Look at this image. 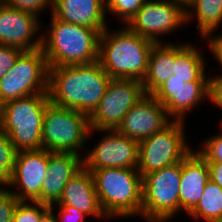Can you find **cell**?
<instances>
[{"mask_svg":"<svg viewBox=\"0 0 222 222\" xmlns=\"http://www.w3.org/2000/svg\"><path fill=\"white\" fill-rule=\"evenodd\" d=\"M111 80L98 61L85 65L49 67L50 103L90 116Z\"/></svg>","mask_w":222,"mask_h":222,"instance_id":"obj_1","label":"cell"},{"mask_svg":"<svg viewBox=\"0 0 222 222\" xmlns=\"http://www.w3.org/2000/svg\"><path fill=\"white\" fill-rule=\"evenodd\" d=\"M124 26L113 33L107 28L101 33L98 62L112 79L142 82L155 42L132 31L127 25Z\"/></svg>","mask_w":222,"mask_h":222,"instance_id":"obj_2","label":"cell"},{"mask_svg":"<svg viewBox=\"0 0 222 222\" xmlns=\"http://www.w3.org/2000/svg\"><path fill=\"white\" fill-rule=\"evenodd\" d=\"M50 19V28L46 33H41V49L49 67L85 65L98 61L100 30L67 23L52 14Z\"/></svg>","mask_w":222,"mask_h":222,"instance_id":"obj_3","label":"cell"},{"mask_svg":"<svg viewBox=\"0 0 222 222\" xmlns=\"http://www.w3.org/2000/svg\"><path fill=\"white\" fill-rule=\"evenodd\" d=\"M101 208L111 218L142 217V176L135 168L92 170Z\"/></svg>","mask_w":222,"mask_h":222,"instance_id":"obj_4","label":"cell"},{"mask_svg":"<svg viewBox=\"0 0 222 222\" xmlns=\"http://www.w3.org/2000/svg\"><path fill=\"white\" fill-rule=\"evenodd\" d=\"M48 93H38L0 106V129L4 131L17 151L43 149L42 125Z\"/></svg>","mask_w":222,"mask_h":222,"instance_id":"obj_5","label":"cell"},{"mask_svg":"<svg viewBox=\"0 0 222 222\" xmlns=\"http://www.w3.org/2000/svg\"><path fill=\"white\" fill-rule=\"evenodd\" d=\"M92 129L89 116L75 109L49 103L43 116L42 145L50 152L82 151Z\"/></svg>","mask_w":222,"mask_h":222,"instance_id":"obj_6","label":"cell"},{"mask_svg":"<svg viewBox=\"0 0 222 222\" xmlns=\"http://www.w3.org/2000/svg\"><path fill=\"white\" fill-rule=\"evenodd\" d=\"M182 161L142 176V217L168 222L179 212Z\"/></svg>","mask_w":222,"mask_h":222,"instance_id":"obj_7","label":"cell"},{"mask_svg":"<svg viewBox=\"0 0 222 222\" xmlns=\"http://www.w3.org/2000/svg\"><path fill=\"white\" fill-rule=\"evenodd\" d=\"M185 121L172 120L161 131L139 141L141 176L182 161L192 150L186 143Z\"/></svg>","mask_w":222,"mask_h":222,"instance_id":"obj_8","label":"cell"},{"mask_svg":"<svg viewBox=\"0 0 222 222\" xmlns=\"http://www.w3.org/2000/svg\"><path fill=\"white\" fill-rule=\"evenodd\" d=\"M49 65L42 49L24 51L0 79V106L38 93H48Z\"/></svg>","mask_w":222,"mask_h":222,"instance_id":"obj_9","label":"cell"},{"mask_svg":"<svg viewBox=\"0 0 222 222\" xmlns=\"http://www.w3.org/2000/svg\"><path fill=\"white\" fill-rule=\"evenodd\" d=\"M142 82L134 79H112L98 107L89 116L91 129H117L124 116L143 97Z\"/></svg>","mask_w":222,"mask_h":222,"instance_id":"obj_10","label":"cell"},{"mask_svg":"<svg viewBox=\"0 0 222 222\" xmlns=\"http://www.w3.org/2000/svg\"><path fill=\"white\" fill-rule=\"evenodd\" d=\"M185 24L186 12L182 4L172 0H146L127 26L144 38L162 43L161 36Z\"/></svg>","mask_w":222,"mask_h":222,"instance_id":"obj_11","label":"cell"},{"mask_svg":"<svg viewBox=\"0 0 222 222\" xmlns=\"http://www.w3.org/2000/svg\"><path fill=\"white\" fill-rule=\"evenodd\" d=\"M92 131L105 132V136L83 157L85 169L91 172L100 168H138L137 140L120 134L116 129H92Z\"/></svg>","mask_w":222,"mask_h":222,"instance_id":"obj_12","label":"cell"},{"mask_svg":"<svg viewBox=\"0 0 222 222\" xmlns=\"http://www.w3.org/2000/svg\"><path fill=\"white\" fill-rule=\"evenodd\" d=\"M49 151L46 149L18 151L13 173L5 186H16L10 192L19 201L39 202L47 176ZM18 188V189H17Z\"/></svg>","mask_w":222,"mask_h":222,"instance_id":"obj_13","label":"cell"},{"mask_svg":"<svg viewBox=\"0 0 222 222\" xmlns=\"http://www.w3.org/2000/svg\"><path fill=\"white\" fill-rule=\"evenodd\" d=\"M209 82L169 78L151 95L162 103L172 120L184 121L186 114L209 99Z\"/></svg>","mask_w":222,"mask_h":222,"instance_id":"obj_14","label":"cell"},{"mask_svg":"<svg viewBox=\"0 0 222 222\" xmlns=\"http://www.w3.org/2000/svg\"><path fill=\"white\" fill-rule=\"evenodd\" d=\"M171 121L162 103L146 94L124 116L116 130L139 142L161 131Z\"/></svg>","mask_w":222,"mask_h":222,"instance_id":"obj_15","label":"cell"},{"mask_svg":"<svg viewBox=\"0 0 222 222\" xmlns=\"http://www.w3.org/2000/svg\"><path fill=\"white\" fill-rule=\"evenodd\" d=\"M38 18L35 14L4 4L0 6V45L17 47L23 51L40 49L42 35L38 33L42 23Z\"/></svg>","mask_w":222,"mask_h":222,"instance_id":"obj_16","label":"cell"},{"mask_svg":"<svg viewBox=\"0 0 222 222\" xmlns=\"http://www.w3.org/2000/svg\"><path fill=\"white\" fill-rule=\"evenodd\" d=\"M83 168L82 155L72 152H50L47 176L44 179L40 203L58 202L65 185Z\"/></svg>","mask_w":222,"mask_h":222,"instance_id":"obj_17","label":"cell"},{"mask_svg":"<svg viewBox=\"0 0 222 222\" xmlns=\"http://www.w3.org/2000/svg\"><path fill=\"white\" fill-rule=\"evenodd\" d=\"M209 179L208 163L196 151H191L182 160L179 213L188 214L197 205Z\"/></svg>","mask_w":222,"mask_h":222,"instance_id":"obj_18","label":"cell"},{"mask_svg":"<svg viewBox=\"0 0 222 222\" xmlns=\"http://www.w3.org/2000/svg\"><path fill=\"white\" fill-rule=\"evenodd\" d=\"M50 13L61 21L101 32L107 28L106 0H53Z\"/></svg>","mask_w":222,"mask_h":222,"instance_id":"obj_19","label":"cell"},{"mask_svg":"<svg viewBox=\"0 0 222 222\" xmlns=\"http://www.w3.org/2000/svg\"><path fill=\"white\" fill-rule=\"evenodd\" d=\"M56 204L72 206L87 216L109 219L101 208L93 176L84 167L65 185Z\"/></svg>","mask_w":222,"mask_h":222,"instance_id":"obj_20","label":"cell"},{"mask_svg":"<svg viewBox=\"0 0 222 222\" xmlns=\"http://www.w3.org/2000/svg\"><path fill=\"white\" fill-rule=\"evenodd\" d=\"M175 44L155 43L148 59V69L142 81L145 94H152L174 74Z\"/></svg>","mask_w":222,"mask_h":222,"instance_id":"obj_21","label":"cell"},{"mask_svg":"<svg viewBox=\"0 0 222 222\" xmlns=\"http://www.w3.org/2000/svg\"><path fill=\"white\" fill-rule=\"evenodd\" d=\"M203 57L190 43L175 44L174 74L170 78L189 79V82L210 81L206 75V60Z\"/></svg>","mask_w":222,"mask_h":222,"instance_id":"obj_22","label":"cell"},{"mask_svg":"<svg viewBox=\"0 0 222 222\" xmlns=\"http://www.w3.org/2000/svg\"><path fill=\"white\" fill-rule=\"evenodd\" d=\"M185 12L186 24L197 18L198 33L204 38L221 25L222 0H192L185 8Z\"/></svg>","mask_w":222,"mask_h":222,"instance_id":"obj_23","label":"cell"},{"mask_svg":"<svg viewBox=\"0 0 222 222\" xmlns=\"http://www.w3.org/2000/svg\"><path fill=\"white\" fill-rule=\"evenodd\" d=\"M193 219L214 222L222 218V188L213 180L206 183L203 195L197 205L188 213Z\"/></svg>","mask_w":222,"mask_h":222,"instance_id":"obj_24","label":"cell"},{"mask_svg":"<svg viewBox=\"0 0 222 222\" xmlns=\"http://www.w3.org/2000/svg\"><path fill=\"white\" fill-rule=\"evenodd\" d=\"M17 150L8 135L0 129V185L4 186L10 179L17 156Z\"/></svg>","mask_w":222,"mask_h":222,"instance_id":"obj_25","label":"cell"},{"mask_svg":"<svg viewBox=\"0 0 222 222\" xmlns=\"http://www.w3.org/2000/svg\"><path fill=\"white\" fill-rule=\"evenodd\" d=\"M146 0H106V14L118 16L123 24H128Z\"/></svg>","mask_w":222,"mask_h":222,"instance_id":"obj_26","label":"cell"},{"mask_svg":"<svg viewBox=\"0 0 222 222\" xmlns=\"http://www.w3.org/2000/svg\"><path fill=\"white\" fill-rule=\"evenodd\" d=\"M49 208V205L39 202L21 201L15 210L13 222H39Z\"/></svg>","mask_w":222,"mask_h":222,"instance_id":"obj_27","label":"cell"},{"mask_svg":"<svg viewBox=\"0 0 222 222\" xmlns=\"http://www.w3.org/2000/svg\"><path fill=\"white\" fill-rule=\"evenodd\" d=\"M205 140L202 148L196 152L207 163H222V133Z\"/></svg>","mask_w":222,"mask_h":222,"instance_id":"obj_28","label":"cell"},{"mask_svg":"<svg viewBox=\"0 0 222 222\" xmlns=\"http://www.w3.org/2000/svg\"><path fill=\"white\" fill-rule=\"evenodd\" d=\"M4 5L26 11L40 17L45 9L49 8L52 11L53 0H3Z\"/></svg>","mask_w":222,"mask_h":222,"instance_id":"obj_29","label":"cell"},{"mask_svg":"<svg viewBox=\"0 0 222 222\" xmlns=\"http://www.w3.org/2000/svg\"><path fill=\"white\" fill-rule=\"evenodd\" d=\"M20 202L10 189L0 187V222H13L15 210Z\"/></svg>","mask_w":222,"mask_h":222,"instance_id":"obj_30","label":"cell"},{"mask_svg":"<svg viewBox=\"0 0 222 222\" xmlns=\"http://www.w3.org/2000/svg\"><path fill=\"white\" fill-rule=\"evenodd\" d=\"M24 51L13 46L0 45V79L14 66Z\"/></svg>","mask_w":222,"mask_h":222,"instance_id":"obj_31","label":"cell"},{"mask_svg":"<svg viewBox=\"0 0 222 222\" xmlns=\"http://www.w3.org/2000/svg\"><path fill=\"white\" fill-rule=\"evenodd\" d=\"M59 209V219L56 217L57 222H85L86 214L82 213L80 210L69 206V205H57Z\"/></svg>","mask_w":222,"mask_h":222,"instance_id":"obj_32","label":"cell"},{"mask_svg":"<svg viewBox=\"0 0 222 222\" xmlns=\"http://www.w3.org/2000/svg\"><path fill=\"white\" fill-rule=\"evenodd\" d=\"M209 100L219 109H222V75H215L210 78Z\"/></svg>","mask_w":222,"mask_h":222,"instance_id":"obj_33","label":"cell"},{"mask_svg":"<svg viewBox=\"0 0 222 222\" xmlns=\"http://www.w3.org/2000/svg\"><path fill=\"white\" fill-rule=\"evenodd\" d=\"M204 39L207 40L209 50L214 55L216 61L219 62V65L222 67V34L215 36L214 34H207Z\"/></svg>","mask_w":222,"mask_h":222,"instance_id":"obj_34","label":"cell"},{"mask_svg":"<svg viewBox=\"0 0 222 222\" xmlns=\"http://www.w3.org/2000/svg\"><path fill=\"white\" fill-rule=\"evenodd\" d=\"M209 176L222 188V163H208Z\"/></svg>","mask_w":222,"mask_h":222,"instance_id":"obj_35","label":"cell"},{"mask_svg":"<svg viewBox=\"0 0 222 222\" xmlns=\"http://www.w3.org/2000/svg\"><path fill=\"white\" fill-rule=\"evenodd\" d=\"M54 204H51L49 209L41 216L39 222H57L55 211H53Z\"/></svg>","mask_w":222,"mask_h":222,"instance_id":"obj_36","label":"cell"},{"mask_svg":"<svg viewBox=\"0 0 222 222\" xmlns=\"http://www.w3.org/2000/svg\"><path fill=\"white\" fill-rule=\"evenodd\" d=\"M175 2H178L180 4H182L185 8L187 7V5L192 1V0H172Z\"/></svg>","mask_w":222,"mask_h":222,"instance_id":"obj_37","label":"cell"},{"mask_svg":"<svg viewBox=\"0 0 222 222\" xmlns=\"http://www.w3.org/2000/svg\"><path fill=\"white\" fill-rule=\"evenodd\" d=\"M4 3H3V0H0V6H2Z\"/></svg>","mask_w":222,"mask_h":222,"instance_id":"obj_38","label":"cell"},{"mask_svg":"<svg viewBox=\"0 0 222 222\" xmlns=\"http://www.w3.org/2000/svg\"><path fill=\"white\" fill-rule=\"evenodd\" d=\"M214 222H222V218H221V219H219V220H216V221H214Z\"/></svg>","mask_w":222,"mask_h":222,"instance_id":"obj_39","label":"cell"}]
</instances>
